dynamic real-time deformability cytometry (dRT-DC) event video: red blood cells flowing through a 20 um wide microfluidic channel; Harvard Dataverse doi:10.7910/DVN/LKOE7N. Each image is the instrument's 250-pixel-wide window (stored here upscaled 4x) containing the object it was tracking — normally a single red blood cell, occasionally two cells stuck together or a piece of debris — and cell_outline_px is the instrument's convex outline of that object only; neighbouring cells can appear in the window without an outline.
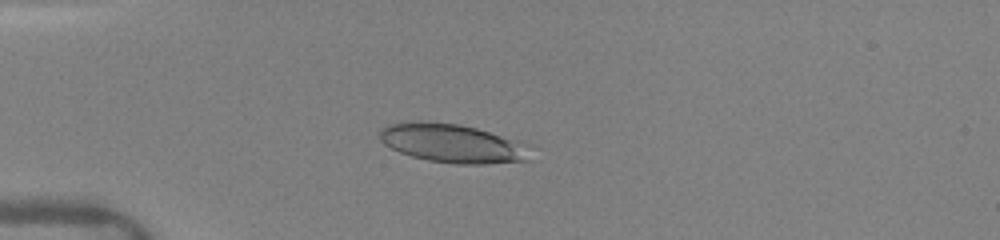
{"species": "human", "species_latin": "Homo sapiens", "temperature_condition": "warm", "stored_images_in_passage": 7, "camera_frame_rate_fps": 3000, "um_per_image_px": 0.085, "donor": {"sex": "female"}, "frame": {"image": 1, "passage_image": 6, "time_ms": 4.333, "image_size_px": [1000, 240], "cell_outline_px": [[540, 148], [532, 160], [484, 164], [456, 164], [428, 160], [412, 156], [400, 152], [384, 144], [376, 136], [380, 128], [388, 124], [412, 120], [428, 120], [460, 124], [476, 128], [532, 144]], "centroid_in_image_um": [38.58, 12.17], "position_along_channel_um": 46.4, "area_um2": 35.49}}